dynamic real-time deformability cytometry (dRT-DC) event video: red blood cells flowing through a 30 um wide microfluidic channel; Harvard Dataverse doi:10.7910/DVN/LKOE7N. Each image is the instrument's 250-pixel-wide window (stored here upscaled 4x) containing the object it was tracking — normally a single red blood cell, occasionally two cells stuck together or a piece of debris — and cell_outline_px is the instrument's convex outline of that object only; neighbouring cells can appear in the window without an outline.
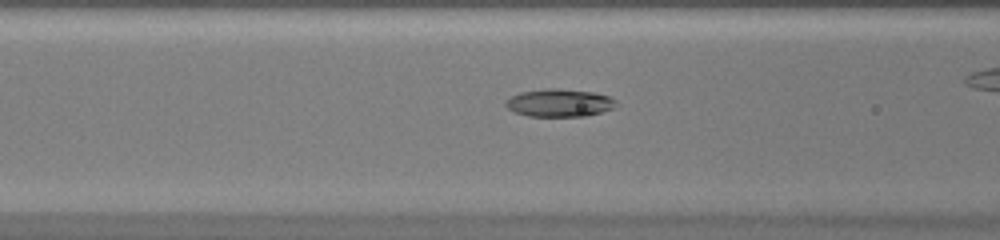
{"species": "common noctule bat (a hibernating species)", "species_latin": "Nyctalus noctula", "temperature_condition": "warm", "stored_images_in_passage": 24, "camera_frame_rate_fps": 3000, "um_per_image_px": 0.085, "animal": {"sex": "female", "body_mass_g": 20.0, "forearm_length_mm": 54.0}, "frame": {"image": 1, "passage_image": 5, "time_ms": 1.333, "image_size_px": [1000, 240], "cell_outline_px": [[616, 104], [612, 108], [600, 112], [584, 116], [528, 116], [516, 112], [508, 108], [504, 104], [504, 100], [520, 92], [548, 88], [556, 88], [596, 92], [612, 96], [616, 100]], "centroid_in_image_um": [47.55, 8.73], "position_along_channel_um": 119.0, "area_um2": 17.92}}
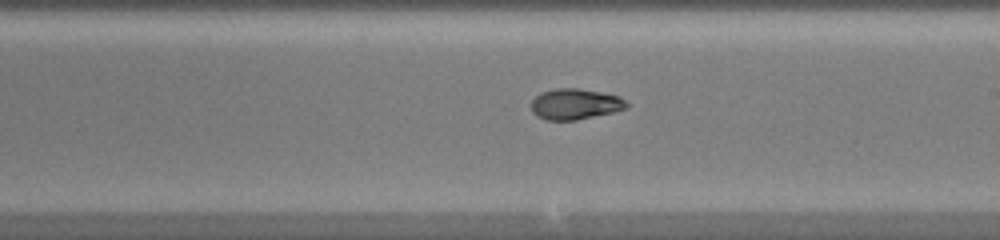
{"frame": {"image": 2, "passage_image": 13, "time_ms": 4.0, "image_size_px": [1000, 240], "cell_outline_px": [[628, 108], [612, 112], [576, 120], [544, 120], [536, 116], [532, 112], [532, 100], [540, 92], [556, 88], [576, 88], [600, 92], [620, 96], [628, 104]], "centroid_in_image_um": [48.86, 8.85], "position_along_channel_um": 240.1, "area_um2": 17.11}}
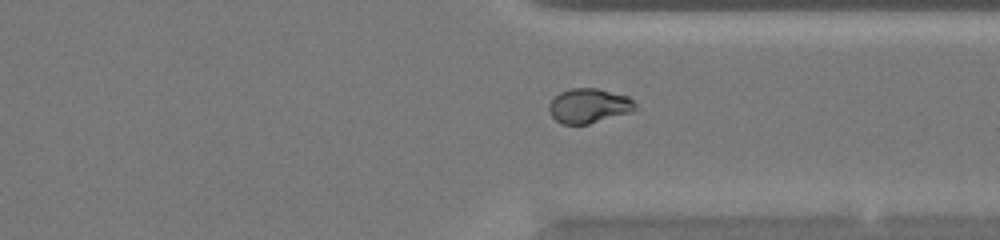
{"frame": {"image": 3, "passage_image": 21, "time_ms": 6.667, "image_size_px": [1000, 240], "cell_outline_px": [[640, 108], [632, 112], [588, 124], [560, 124], [552, 116], [548, 108], [548, 104], [560, 92], [572, 88], [596, 88], [628, 96]], "centroid_in_image_um": [50.08, 9.0], "position_along_channel_um": 361.3, "area_um2": 17.46}}